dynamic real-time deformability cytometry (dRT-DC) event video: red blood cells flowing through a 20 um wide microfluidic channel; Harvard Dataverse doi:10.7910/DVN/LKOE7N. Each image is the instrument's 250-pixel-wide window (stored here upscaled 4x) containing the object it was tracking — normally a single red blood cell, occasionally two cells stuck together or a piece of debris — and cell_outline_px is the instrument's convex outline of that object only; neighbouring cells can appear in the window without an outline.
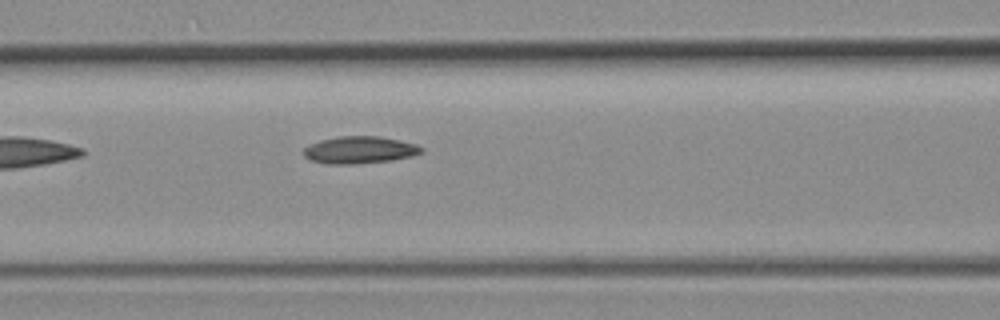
{"species": "common noctule bat (a hibernating species)", "species_latin": "Nyctalus noctula", "temperature_condition": "room temperature", "stored_images_in_passage": 5, "camera_frame_rate_fps": 3000, "um_per_image_px": 0.085, "animal": {"sex": "female", "body_mass_g": 19.3, "forearm_length_mm": 54.1}, "frame": {"image": 1, "passage_image": 5, "time_ms": 1.333, "image_size_px": [1000, 320], "cell_outline_px": [[424, 152], [412, 156], [392, 160], [356, 164], [328, 164], [308, 160], [304, 156], [304, 148], [308, 144], [320, 140], [336, 136], [380, 136], [400, 140], [416, 144], [424, 148]], "centroid_in_image_um": [30.56, 12.74], "position_along_channel_um": 136.0, "area_um2": 18.96}}